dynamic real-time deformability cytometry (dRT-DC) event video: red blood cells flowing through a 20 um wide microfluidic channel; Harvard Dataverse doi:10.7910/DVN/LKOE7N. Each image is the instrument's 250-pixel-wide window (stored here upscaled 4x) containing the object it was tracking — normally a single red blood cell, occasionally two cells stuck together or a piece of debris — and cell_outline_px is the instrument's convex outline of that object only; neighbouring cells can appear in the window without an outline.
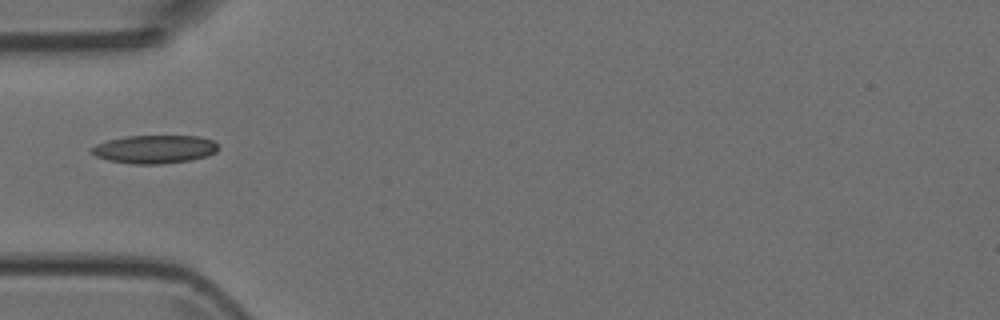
{"species": "Egyptian fruit bat (a non-hibernating species)", "species_latin": "Rousettus aegyptiacus", "temperature_condition": "room temperature", "stored_images_in_passage": 2, "camera_frame_rate_fps": 3000, "um_per_image_px": 0.085, "animal": {"sex": "female"}, "frame": {"image": 1, "passage_image": 2, "time_ms": 1.0, "image_size_px": [1000, 320], "cell_outline_px": [[216, 152], [208, 156], [192, 160], [160, 164], [132, 164], [108, 160], [96, 156], [88, 148], [96, 144], [108, 140], [128, 136], [200, 136], [212, 140], [216, 144]], "centroid_in_image_um": [13.12, 12.69], "position_along_channel_um": 71.9, "area_um2": 20.87}}